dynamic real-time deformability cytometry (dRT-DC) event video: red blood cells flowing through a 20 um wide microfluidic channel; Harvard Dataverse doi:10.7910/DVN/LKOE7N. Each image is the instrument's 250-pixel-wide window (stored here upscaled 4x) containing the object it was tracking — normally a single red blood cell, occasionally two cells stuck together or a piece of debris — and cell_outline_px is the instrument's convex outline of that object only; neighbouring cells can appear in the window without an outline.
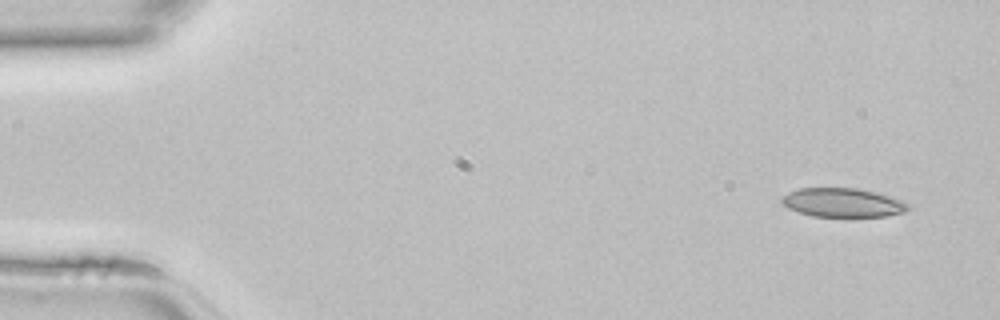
{"species": "common noctule bat (a hibernating species)", "species_latin": "Nyctalus noctula", "temperature_condition": "room temperature", "stored_images_in_passage": 44, "camera_frame_rate_fps": 3000, "um_per_image_px": 0.085, "animal": {"sex": "female", "body_mass_g": 22.7, "forearm_length_mm": 54.2}, "frame": {"image": 1, "passage_image": 2, "time_ms": 0.333, "image_size_px": [1000, 320], "cell_outline_px": [[908, 208], [904, 212], [884, 216], [848, 220], [812, 216], [788, 208], [780, 200], [788, 192], [800, 188], [856, 188], [888, 196], [900, 200], [908, 204]], "centroid_in_image_um": [71.61, 17.28], "position_along_channel_um": 13.4, "area_um2": 21.85}}
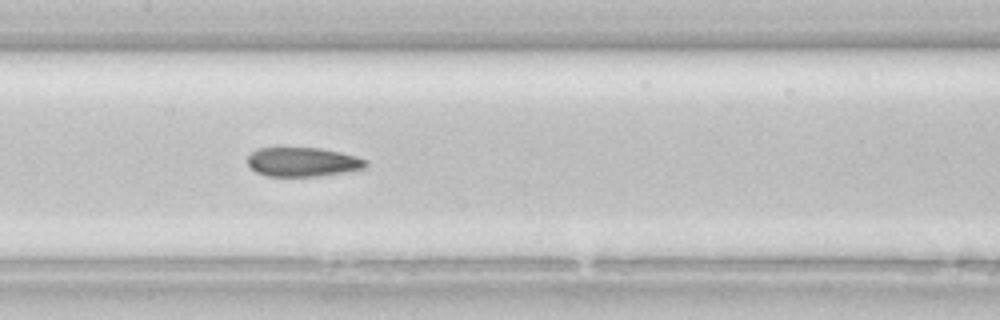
{"frame": {"image": 2, "passage_image": 21, "time_ms": 6.667, "image_size_px": [1000, 320], "cell_outline_px": [[368, 164], [364, 168], [344, 172], [316, 176], [268, 176], [256, 172], [248, 164], [248, 156], [252, 152], [260, 148], [320, 148], [340, 152], [356, 156], [368, 160]], "centroid_in_image_um": [25.75, 13.76], "position_along_channel_um": 181.6, "area_um2": 19.94}}
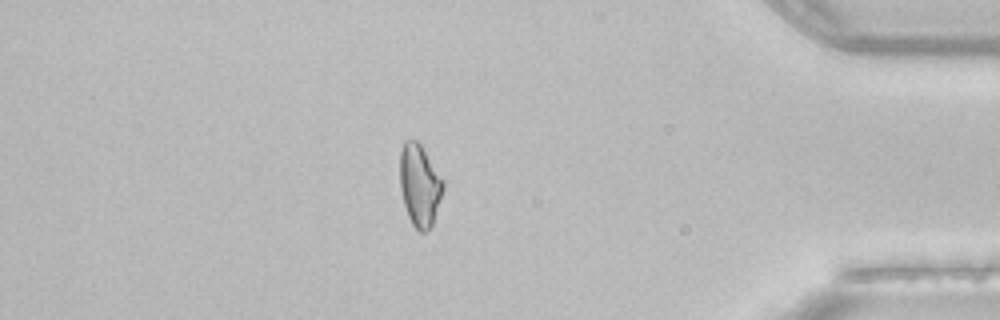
{"frame": {"image": 3, "passage_image": 38, "time_ms": 12.333, "image_size_px": [1000, 320], "cell_outline_px": [[444, 188], [432, 224], [424, 232], [420, 232], [412, 224], [408, 216], [404, 204], [400, 188], [400, 152], [404, 140], [416, 140], [420, 144], [444, 180]], "centroid_in_image_um": [35.66, 15.73], "position_along_channel_um": 399.5, "area_um2": 20.46}}